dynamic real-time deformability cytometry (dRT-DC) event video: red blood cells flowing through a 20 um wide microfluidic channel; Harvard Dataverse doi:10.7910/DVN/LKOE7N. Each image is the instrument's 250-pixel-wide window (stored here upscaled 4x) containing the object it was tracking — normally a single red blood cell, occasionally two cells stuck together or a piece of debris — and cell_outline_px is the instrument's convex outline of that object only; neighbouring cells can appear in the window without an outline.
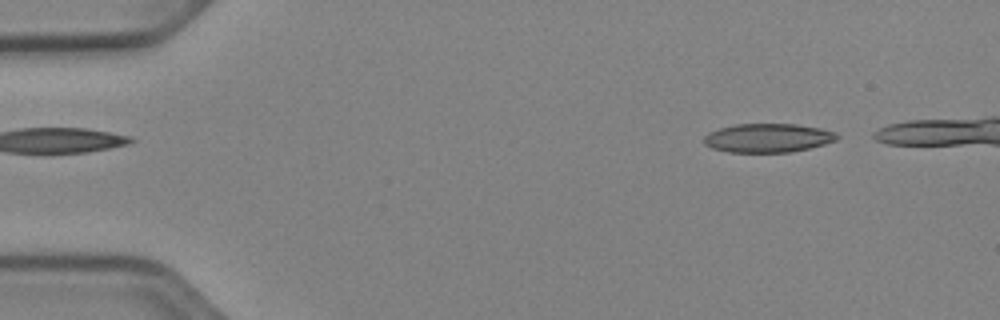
{"species": "Egyptian fruit bat (a non-hibernating species)", "species_latin": "Rousettus aegyptiacus", "temperature_condition": "cold", "stored_images_in_passage": 9, "camera_frame_rate_fps": 3000, "um_per_image_px": 0.085, "animal": {"sex": "female"}, "frame": {"image": 1, "passage_image": 3, "time_ms": 0.667, "image_size_px": [1000, 320], "cell_outline_px": [[840, 136], [836, 140], [824, 144], [792, 152], [728, 152], [712, 148], [704, 144], [700, 140], [708, 132], [720, 128], [736, 124], [796, 124], [820, 128], [836, 132]], "centroid_in_image_um": [65.24, 11.72], "position_along_channel_um": 19.8, "area_um2": 22.48}}